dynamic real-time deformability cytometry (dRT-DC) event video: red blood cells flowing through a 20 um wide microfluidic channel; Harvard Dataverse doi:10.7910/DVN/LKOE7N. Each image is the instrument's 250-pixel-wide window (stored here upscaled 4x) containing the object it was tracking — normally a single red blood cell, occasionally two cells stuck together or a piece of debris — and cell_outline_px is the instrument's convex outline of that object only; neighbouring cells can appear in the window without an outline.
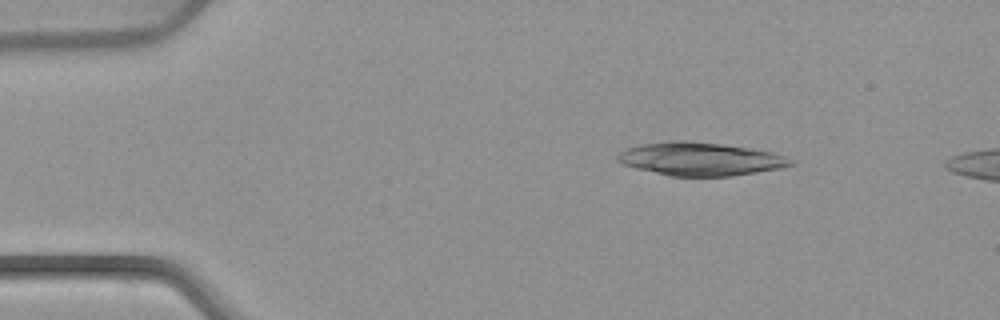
{"species": "common noctule bat (a hibernating species)", "species_latin": "Nyctalus noctula", "temperature_condition": "warm", "stored_images_in_passage": 6, "camera_frame_rate_fps": 3000, "um_per_image_px": 0.085, "animal": {"sex": "female", "body_mass_g": 22.7, "forearm_length_mm": 54.2}, "frame": {"image": 1, "passage_image": 1, "time_ms": 0.0, "image_size_px": [1000, 320], "cell_outline_px": [[796, 164], [780, 168], [732, 176], [668, 176], [620, 164], [616, 160], [616, 156], [620, 152], [628, 148], [640, 144], [668, 140], [688, 140], [720, 144], [748, 148], [772, 152], [796, 160]], "centroid_in_image_um": [59.5, 13.51], "position_along_channel_um": 25.5, "area_um2": 33.7}}